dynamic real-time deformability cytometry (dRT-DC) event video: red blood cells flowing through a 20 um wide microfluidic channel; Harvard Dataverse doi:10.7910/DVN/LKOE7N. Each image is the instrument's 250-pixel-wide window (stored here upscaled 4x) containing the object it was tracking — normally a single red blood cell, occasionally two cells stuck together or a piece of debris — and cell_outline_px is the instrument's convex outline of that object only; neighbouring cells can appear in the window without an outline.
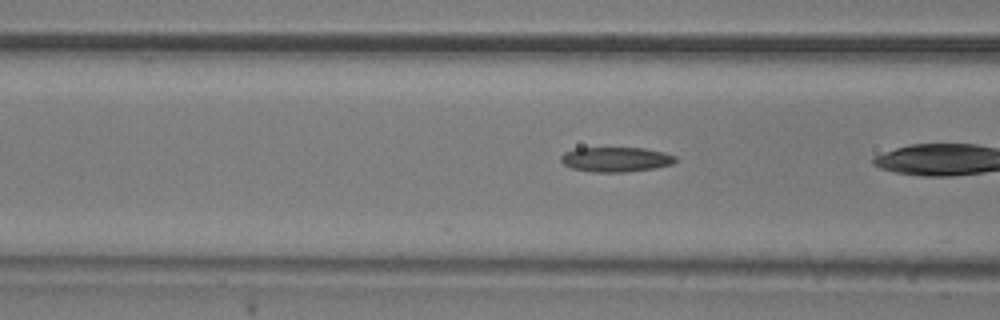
{"species": "common noctule bat (a hibernating species)", "species_latin": "Nyctalus noctula", "temperature_condition": "room temperature", "stored_images_in_passage": 21, "camera_frame_rate_fps": 3000, "um_per_image_px": 0.085, "animal": {"sex": "male", "body_mass_g": 20.5, "forearm_length_mm": 52.5}, "frame": {"image": 1, "passage_image": 16, "time_ms": 5.0, "image_size_px": [1000, 320], "cell_outline_px": [[676, 160], [672, 164], [656, 168], [624, 172], [592, 172], [572, 168], [564, 164], [560, 160], [560, 156], [564, 152], [576, 148], [644, 148], [664, 152], [676, 156]], "centroid_in_image_um": [52.34, 13.55], "position_along_channel_um": 114.3, "area_um2": 16.59}}